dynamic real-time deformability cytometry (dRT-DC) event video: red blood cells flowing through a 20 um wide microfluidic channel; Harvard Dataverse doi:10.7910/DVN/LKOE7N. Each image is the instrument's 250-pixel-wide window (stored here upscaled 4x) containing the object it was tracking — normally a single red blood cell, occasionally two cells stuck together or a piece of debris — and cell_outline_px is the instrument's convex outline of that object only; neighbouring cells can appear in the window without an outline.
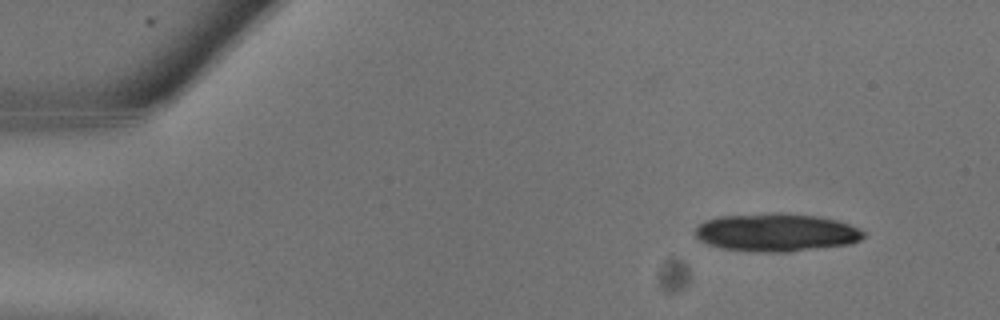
{"species": "common noctule bat (a hibernating species)", "species_latin": "Nyctalus noctula", "temperature_condition": "warm", "stored_images_in_passage": 16, "camera_frame_rate_fps": 3000, "um_per_image_px": 0.085, "animal": {"sex": "male", "body_mass_g": 13.3}, "frame": {"image": 1, "passage_image": 3, "time_ms": 0.667, "image_size_px": [1000, 320], "cell_outline_px": [[868, 232], [860, 240], [852, 244], [788, 252], [756, 252], [720, 248], [704, 244], [692, 232], [692, 228], [696, 224], [704, 220], [720, 216], [772, 212], [788, 212], [816, 216], [836, 220], [860, 228]], "centroid_in_image_um": [65.93, 19.75], "position_along_channel_um": 19.1, "area_um2": 38.26}}